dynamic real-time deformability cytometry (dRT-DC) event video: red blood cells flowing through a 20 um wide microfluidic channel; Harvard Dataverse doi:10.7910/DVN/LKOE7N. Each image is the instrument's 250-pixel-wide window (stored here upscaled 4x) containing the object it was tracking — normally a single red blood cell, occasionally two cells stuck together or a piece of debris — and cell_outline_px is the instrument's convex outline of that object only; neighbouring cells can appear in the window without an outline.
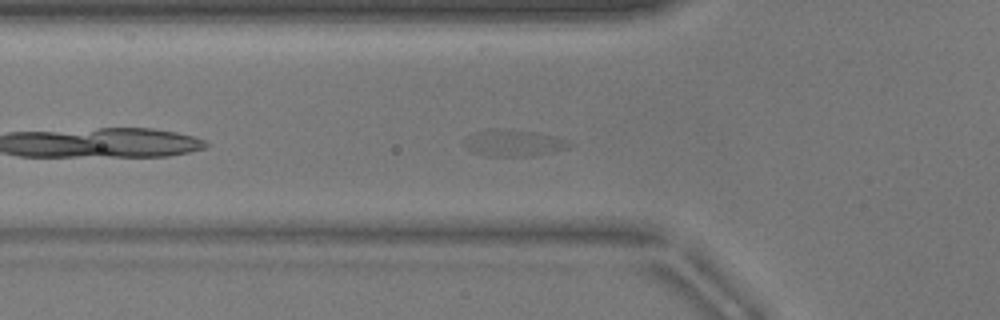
{"species": "common noctule bat (a hibernating species)", "species_latin": "Nyctalus noctula", "temperature_condition": "warm", "stored_images_in_passage": 32, "camera_frame_rate_fps": 3000, "um_per_image_px": 0.085, "animal": {"sex": "male", "body_mass_g": 17.9}, "frame": {"image": 1, "passage_image": 2, "time_ms": 0.333, "image_size_px": [1000, 320], "cell_outline_px": [[572, 144], [568, 148], [552, 152], [532, 156], [484, 156], [472, 152], [464, 144], [464, 140], [468, 136], [476, 132], [492, 128], [500, 128], [532, 132], [556, 136], [568, 140]], "centroid_in_image_um": [43.66, 12.16], "position_along_channel_um": 82.1, "area_um2": 16.3}}
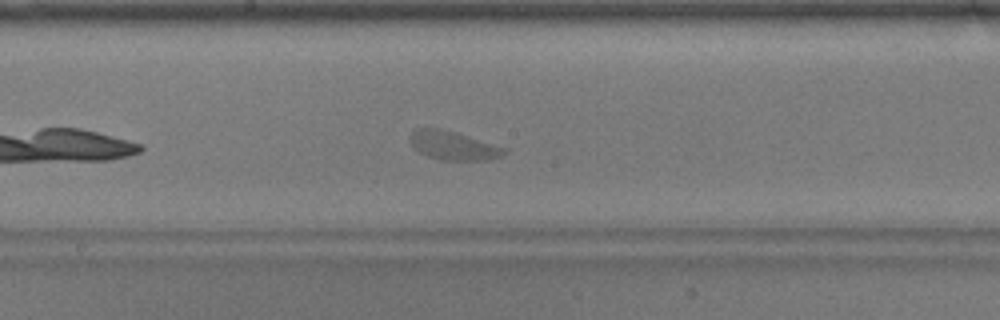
{"frame": {"image": 2, "passage_image": 12, "time_ms": 3.667, "image_size_px": [1000, 320], "cell_outline_px": [[508, 148], [500, 156], [488, 160], [440, 160], [428, 156], [420, 152], [412, 144], [412, 128], [440, 128]], "centroid_in_image_um": [38.53, 12.37], "position_along_channel_um": 209.7, "area_um2": 15.43}}
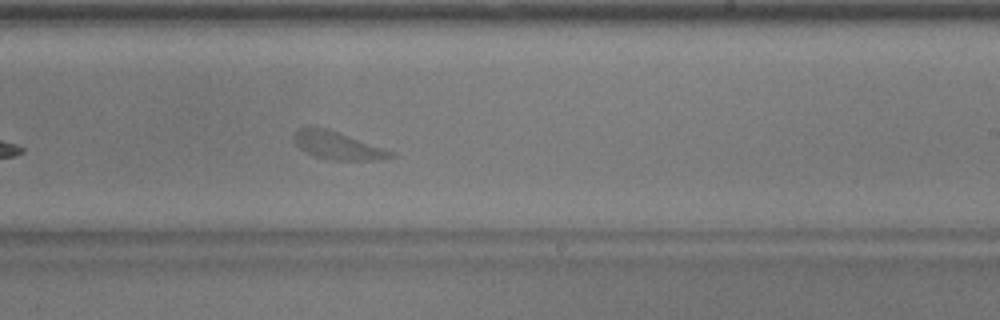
{"frame": {"image": 3, "passage_image": 16, "time_ms": 5.0, "image_size_px": [1000, 320], "cell_outline_px": [[396, 156], [376, 160], [332, 160], [316, 156], [300, 148], [296, 144], [292, 136], [300, 128], [328, 128], [392, 152]], "centroid_in_image_um": [28.68, 12.38], "position_along_channel_um": 260.3, "area_um2": 15.09}, "authors_computed_cell_mechanics": {"area_um2": 16.184, "velocity_mm_per_s": 3.8192, "shape_relaxation_time_tau1_ms": 1.825, "shape_relaxation_time_tau2_ms": null, "deformation_change_tau1": 0.0535, "deformation_change_tau2": null}}